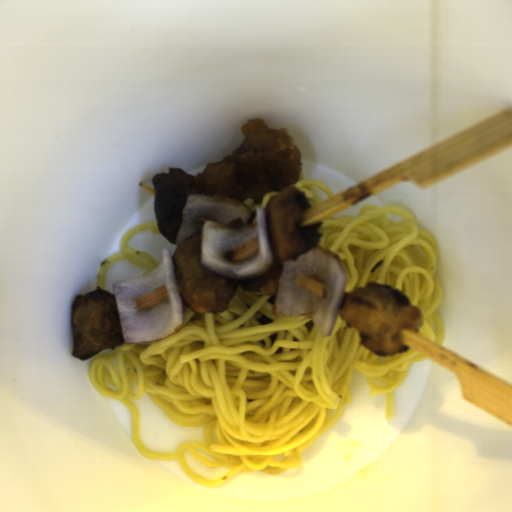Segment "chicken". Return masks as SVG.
<instances>
[{"label": "chicken", "instance_id": "obj_1", "mask_svg": "<svg viewBox=\"0 0 512 512\" xmlns=\"http://www.w3.org/2000/svg\"><path fill=\"white\" fill-rule=\"evenodd\" d=\"M299 172L298 148L289 131L255 117L244 122L243 142L231 154L193 176L204 196L259 205L269 192L296 187Z\"/></svg>", "mask_w": 512, "mask_h": 512}]
</instances>
